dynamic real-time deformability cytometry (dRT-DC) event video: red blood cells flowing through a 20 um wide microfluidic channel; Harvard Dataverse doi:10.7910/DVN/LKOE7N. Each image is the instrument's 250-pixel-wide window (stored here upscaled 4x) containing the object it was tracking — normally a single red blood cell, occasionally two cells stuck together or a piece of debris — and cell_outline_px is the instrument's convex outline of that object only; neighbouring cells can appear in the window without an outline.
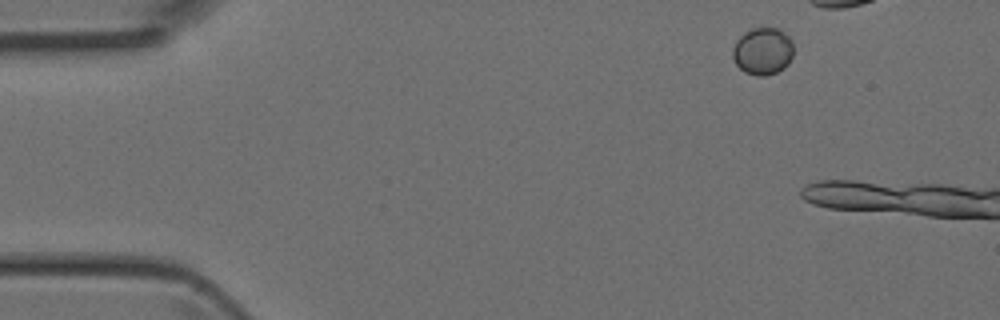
{"species": "Egyptian fruit bat (a non-hibernating species)", "species_latin": "Rousettus aegyptiacus", "temperature_condition": "room temperature", "stored_images_in_passage": 3, "camera_frame_rate_fps": 3000, "um_per_image_px": 0.085, "animal": {"sex": "female"}, "frame": {"image": 1, "passage_image": 1, "time_ms": 0.0, "image_size_px": [1000, 320], "cell_outline_px": [[792, 56], [788, 64], [784, 68], [776, 72], [764, 76], [756, 76], [744, 72], [736, 64], [732, 56], [732, 48], [736, 40], [744, 32], [752, 28], [776, 28], [784, 32], [792, 40]], "centroid_in_image_um": [64.81, 4.35], "position_along_channel_um": 20.2, "area_um2": 16.82}}